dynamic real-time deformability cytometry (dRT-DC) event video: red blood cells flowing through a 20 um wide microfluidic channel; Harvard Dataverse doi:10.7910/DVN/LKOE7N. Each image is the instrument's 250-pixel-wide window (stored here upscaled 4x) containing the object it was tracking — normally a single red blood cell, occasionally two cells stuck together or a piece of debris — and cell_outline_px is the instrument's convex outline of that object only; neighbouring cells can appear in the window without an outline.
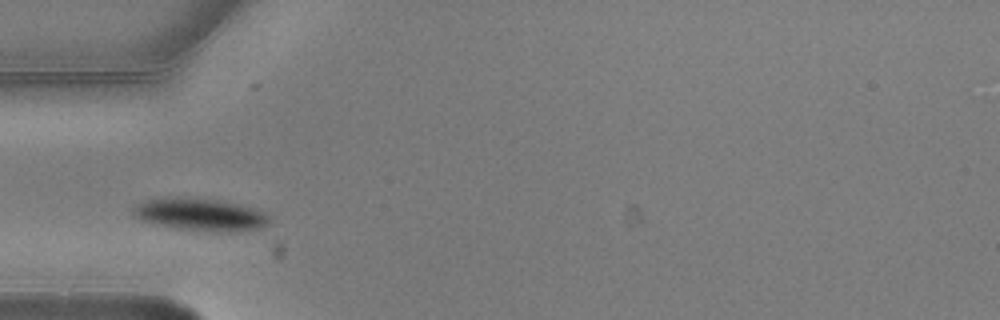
{"species": "common noctule bat (a hibernating species)", "species_latin": "Nyctalus noctula", "temperature_condition": "warm", "stored_images_in_passage": 6, "camera_frame_rate_fps": 3000, "um_per_image_px": 0.085, "animal": {"sex": "male", "body_mass_g": 20.5, "forearm_length_mm": 52.5}, "frame": {"image": 1, "passage_image": 2, "time_ms": 0.333, "image_size_px": [1000, 320], "cell_outline_px": [[268, 224], [264, 228], [232, 232], [212, 232], [176, 228], [156, 224], [140, 220], [132, 212], [132, 208], [144, 200], [164, 196], [184, 196], [216, 200], [248, 208], [260, 212], [268, 216]], "centroid_in_image_um": [16.93, 18.24], "position_along_channel_um": 68.1, "area_um2": 25.72}}
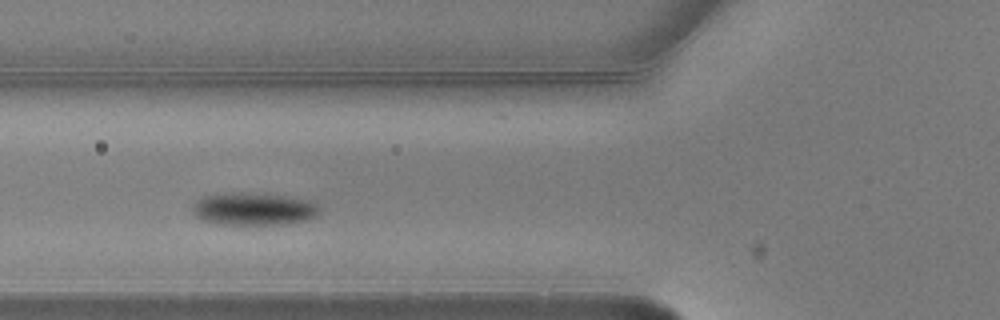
{"frame": {"image": 2, "passage_image": 3, "time_ms": 0.667, "image_size_px": [1000, 320], "cell_outline_px": [[320, 212], [316, 216], [308, 220], [284, 224], [216, 224], [204, 220], [196, 216], [192, 212], [192, 208], [196, 200], [204, 196], [232, 192], [268, 192], [308, 200], [316, 204], [320, 208]], "centroid_in_image_um": [21.58, 17.74], "position_along_channel_um": 104.2, "area_um2": 24.57}}